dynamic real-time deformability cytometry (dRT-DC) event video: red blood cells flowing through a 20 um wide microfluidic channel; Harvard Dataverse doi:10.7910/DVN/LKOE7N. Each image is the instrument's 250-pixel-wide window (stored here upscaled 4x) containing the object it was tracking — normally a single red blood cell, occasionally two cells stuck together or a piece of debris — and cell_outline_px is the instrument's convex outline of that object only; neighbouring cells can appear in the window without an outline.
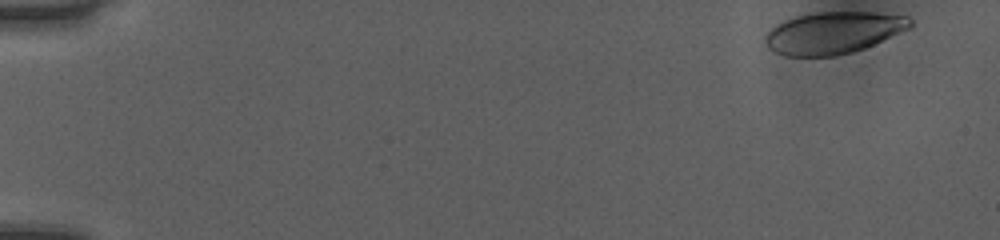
{"species": "human", "species_latin": "Homo sapiens", "temperature_condition": "room temperature", "stored_images_in_passage": 43, "camera_frame_rate_fps": 3000, "um_per_image_px": 0.085, "donor": {"sex": "female"}, "frame": {"image": 1, "passage_image": 1, "time_ms": 0.0, "image_size_px": [1000, 240], "cell_outline_px": [[912, 28], [864, 48], [852, 52], [836, 56], [784, 56], [768, 48], [764, 44], [764, 36], [776, 24], [784, 20], [796, 16], [812, 12], [872, 12], [908, 16], [912, 20]], "centroid_in_image_um": [70.83, 2.78], "position_along_channel_um": 14.2, "area_um2": 35.72}}
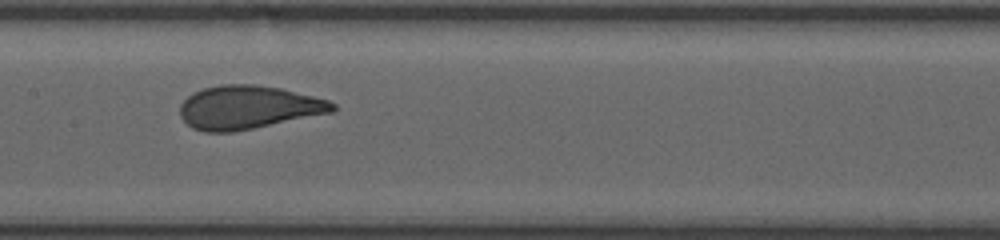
{"frame": {"image": 2, "passage_image": 25, "time_ms": 8.0, "image_size_px": [1000, 240], "cell_outline_px": [[336, 108], [332, 112], [232, 132], [204, 132], [192, 128], [180, 116], [180, 104], [192, 92], [204, 88], [220, 84], [252, 84], [280, 88], [328, 100], [336, 104]], "centroid_in_image_um": [21.05, 9.12], "position_along_channel_um": 186.3, "area_um2": 38.32}}
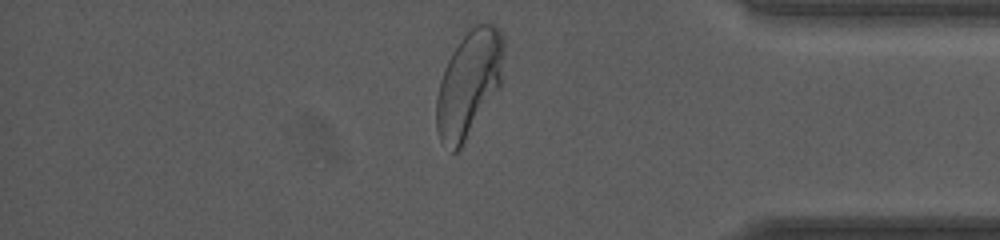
{"frame": {"image": 3, "passage_image": 42, "time_ms": 13.667, "image_size_px": [1000, 240], "cell_outline_px": [[504, 52], [500, 84], [460, 148], [456, 152], [452, 152], [440, 140], [436, 128], [436, 96], [440, 80], [444, 68], [452, 52], [460, 40], [476, 20], [496, 24], [504, 40]], "centroid_in_image_um": [39.84, 7.03], "position_along_channel_um": 395.4, "area_um2": 41.44}, "authors_computed_cell_mechanics": {"area_um2": 38.0324, "velocity_mm_per_s": 4.0427, "shape_relaxation_time_tau1_ms": 2.8656, "shape_relaxation_time_tau2_ms": null, "deformation_change_tau1": 0.153, "deformation_change_tau2": null}}